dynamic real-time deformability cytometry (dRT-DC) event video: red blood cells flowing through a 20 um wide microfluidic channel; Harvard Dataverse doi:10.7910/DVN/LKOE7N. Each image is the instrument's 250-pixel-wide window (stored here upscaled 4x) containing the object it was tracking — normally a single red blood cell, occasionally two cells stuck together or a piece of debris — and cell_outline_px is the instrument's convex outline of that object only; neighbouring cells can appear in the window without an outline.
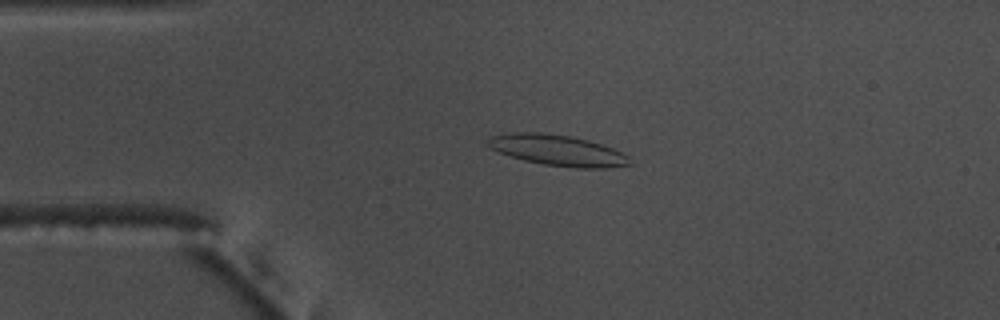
{"species": "common noctule bat (a hibernating species)", "species_latin": "Nyctalus noctula", "temperature_condition": "warm", "stored_images_in_passage": 43, "camera_frame_rate_fps": 3000, "um_per_image_px": 0.085, "animal": {"sex": "male", "body_mass_g": 17.5, "forearm_length_mm": 52.3}, "frame": {"image": 1, "passage_image": 1, "time_ms": 0.0, "image_size_px": [1000, 320], "cell_outline_px": [[632, 164], [604, 168], [576, 168], [544, 164], [524, 160], [496, 152], [488, 148], [484, 144], [484, 140], [488, 136], [508, 132], [544, 132], [572, 136], [588, 140], [612, 148], [628, 156]], "centroid_in_image_um": [47.27, 12.75], "position_along_channel_um": 37.7, "area_um2": 25.89}}
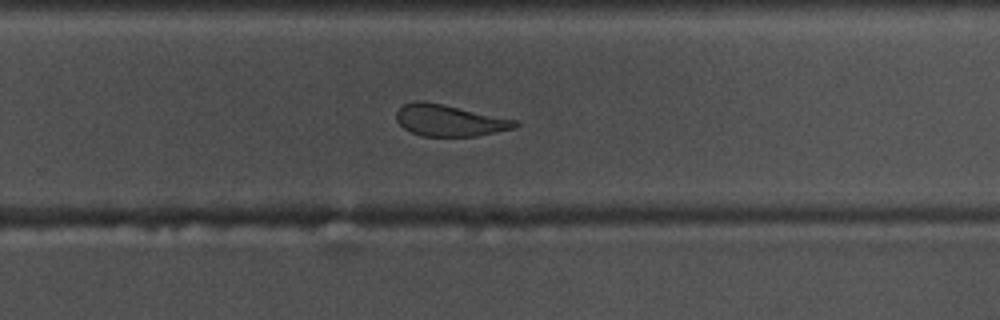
{"frame": {"image": 2, "passage_image": 24, "time_ms": 7.667, "image_size_px": [1000, 320], "cell_outline_px": [[520, 124], [512, 128], [476, 136], [424, 136], [412, 132], [404, 128], [396, 120], [396, 112], [404, 104], [420, 100], [444, 104], [516, 120]], "centroid_in_image_um": [38.17, 10.23], "position_along_channel_um": 291.6, "area_um2": 21.5}}
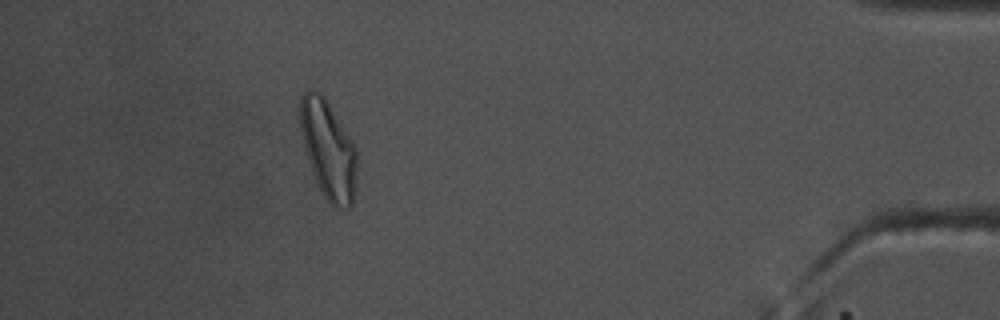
{"frame": {"image": 3, "passage_image": 38, "time_ms": 12.333, "image_size_px": [1000, 320], "cell_outline_px": [[356, 176], [352, 208], [348, 208], [332, 204], [324, 196], [316, 180], [304, 148], [300, 128], [300, 96], [308, 88], [312, 88], [320, 92], [324, 96], [348, 132], [356, 148]], "centroid_in_image_um": [27.9, 12.64], "position_along_channel_um": 407.3, "area_um2": 32.37}, "authors_computed_cell_mechanics": {"area_um2": 23.2356, "velocity_mm_per_s": 3.6975, "shape_relaxation_time_tau1_ms": 6.7257, "shape_relaxation_time_tau2_ms": 2.9577, "deformation_change_tau1": 0.2018, "deformation_change_tau2": 0.0943}}